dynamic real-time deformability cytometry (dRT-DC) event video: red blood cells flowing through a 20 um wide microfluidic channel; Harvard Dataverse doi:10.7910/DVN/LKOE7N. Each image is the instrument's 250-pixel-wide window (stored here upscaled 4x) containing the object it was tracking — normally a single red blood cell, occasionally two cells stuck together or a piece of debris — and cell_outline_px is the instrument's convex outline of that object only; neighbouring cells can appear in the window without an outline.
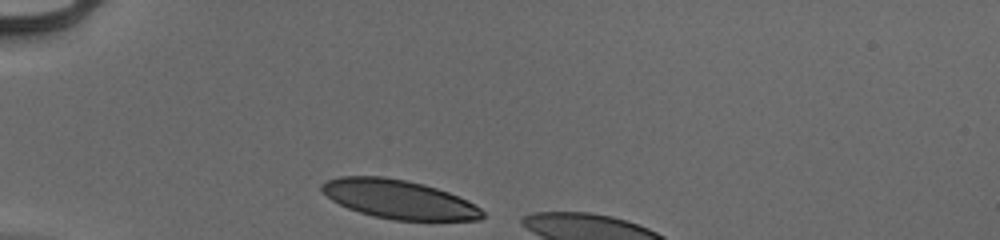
{"species": "human", "species_latin": "Homo sapiens", "temperature_condition": "cold", "stored_images_in_passage": 6, "camera_frame_rate_fps": 3000, "um_per_image_px": 0.085, "donor": {"sex": "male"}, "frame": {"image": 1, "passage_image": 1, "time_ms": 0.0, "image_size_px": [1000, 240], "cell_outline_px": [[484, 216], [480, 220], [392, 220], [372, 216], [348, 208], [332, 200], [320, 188], [320, 184], [328, 180], [340, 176], [384, 176], [424, 184], [448, 192], [468, 200], [480, 208], [484, 212]], "centroid_in_image_um": [33.91, 16.94], "position_along_channel_um": 51.1, "area_um2": 36.24}}